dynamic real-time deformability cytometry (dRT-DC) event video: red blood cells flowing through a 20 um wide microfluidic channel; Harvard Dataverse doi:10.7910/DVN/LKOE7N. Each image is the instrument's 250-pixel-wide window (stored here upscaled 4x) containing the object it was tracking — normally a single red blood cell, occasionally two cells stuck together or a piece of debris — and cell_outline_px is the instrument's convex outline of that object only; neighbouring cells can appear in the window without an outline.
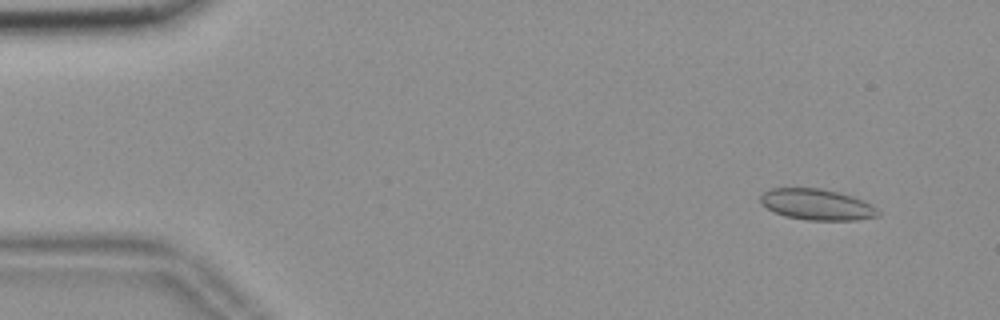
{"species": "common noctule bat (a hibernating species)", "species_latin": "Nyctalus noctula", "temperature_condition": "room temperature", "stored_images_in_passage": 55, "camera_frame_rate_fps": 3000, "um_per_image_px": 0.085, "animal": {"sex": "female", "body_mass_g": 18.4}, "frame": {"image": 1, "passage_image": 5, "time_ms": 1.333, "image_size_px": [1000, 320], "cell_outline_px": [[880, 216], [856, 220], [808, 220], [784, 216], [768, 208], [760, 200], [760, 196], [764, 192], [772, 188], [820, 188], [852, 196], [872, 204], [880, 212]], "centroid_in_image_um": [69.47, 17.39], "position_along_channel_um": 15.5, "area_um2": 21.1}}
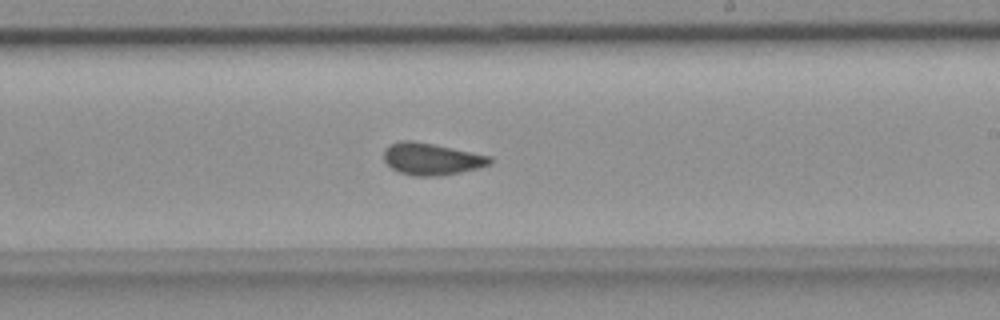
{"frame": {"image": 2, "passage_image": 33, "time_ms": 10.667, "image_size_px": [1000, 320], "cell_outline_px": [[492, 164], [480, 168], [440, 176], [412, 176], [400, 172], [392, 168], [384, 160], [384, 148], [388, 144], [400, 140], [412, 140], [492, 156]], "centroid_in_image_um": [36.68, 13.51], "position_along_channel_um": 252.3, "area_um2": 19.88}}
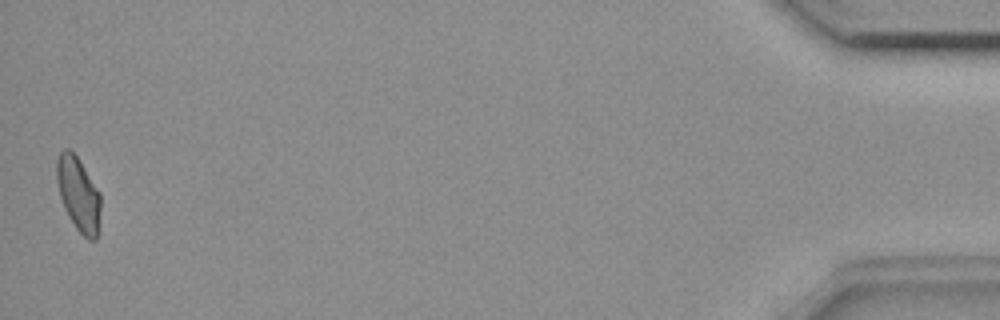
{"frame": {"image": 3, "passage_image": 55, "time_ms": 18.0, "image_size_px": [1000, 320], "cell_outline_px": [[100, 208], [96, 240], [88, 240], [76, 228], [68, 216], [64, 208], [60, 196], [56, 180], [56, 160], [60, 152], [64, 148], [68, 148], [76, 156], [100, 192]], "centroid_in_image_um": [6.64, 16.49], "position_along_channel_um": 428.6, "area_um2": 18.79}, "authors_computed_cell_mechanics": {"area_um2": 19.7098, "velocity_mm_per_s": 3.6771, "shape_relaxation_time_tau1_ms": null, "shape_relaxation_time_tau2_ms": 1.4665, "deformation_change_tau1": null, "deformation_change_tau2": 0.0481}}